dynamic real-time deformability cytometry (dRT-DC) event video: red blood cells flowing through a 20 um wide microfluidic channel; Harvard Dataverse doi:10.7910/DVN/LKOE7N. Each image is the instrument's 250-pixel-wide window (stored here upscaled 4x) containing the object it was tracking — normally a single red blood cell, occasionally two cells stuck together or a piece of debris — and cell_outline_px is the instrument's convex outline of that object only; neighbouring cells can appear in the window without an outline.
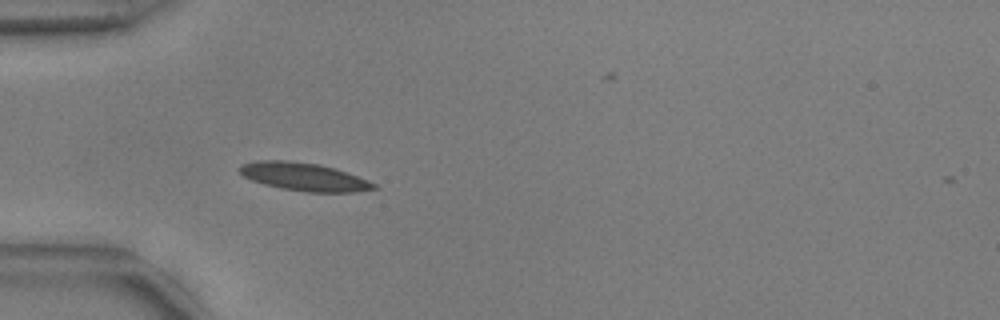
{"species": "common noctule bat (a hibernating species)", "species_latin": "Nyctalus noctula", "temperature_condition": "warm", "stored_images_in_passage": 38, "camera_frame_rate_fps": 3000, "um_per_image_px": 0.085, "animal": {"sex": "male", "body_mass_g": 17.9, "forearm_length_mm": 54.2}, "frame": {"image": 1, "passage_image": 1, "time_ms": 0.0, "image_size_px": [1000, 320], "cell_outline_px": [[380, 188], [352, 192], [308, 192], [280, 188], [264, 184], [252, 180], [244, 176], [236, 168], [240, 164], [260, 160], [288, 160], [320, 164], [336, 168], [368, 180], [376, 184]], "centroid_in_image_um": [25.83, 15.01], "position_along_channel_um": 59.2, "area_um2": 22.08}}
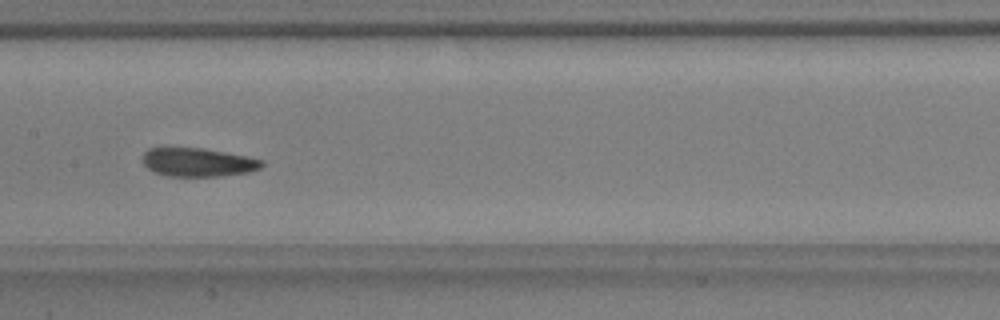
{"frame": {"image": 2, "passage_image": 12, "time_ms": 3.667, "image_size_px": [1000, 320], "cell_outline_px": [[264, 164], [260, 168], [248, 172], [224, 176], [168, 176], [152, 172], [144, 164], [144, 152], [148, 148], [204, 148], [248, 156], [264, 160]], "centroid_in_image_um": [16.86, 13.79], "position_along_channel_um": 190.5, "area_um2": 19.94}}
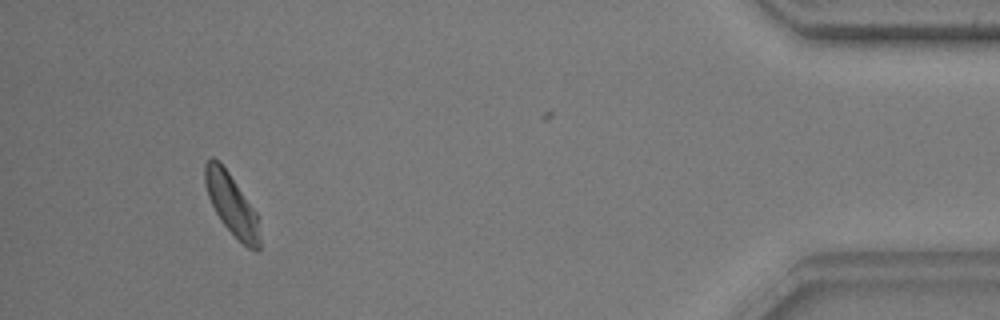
{"frame": {"image": 3, "passage_image": 35, "time_ms": 11.333, "image_size_px": [1000, 320], "cell_outline_px": [[260, 248], [256, 252], [248, 248], [220, 220], [208, 196], [204, 184], [204, 164], [212, 156], [220, 160], [256, 212], [260, 240]], "centroid_in_image_um": [19.66, 17.33], "position_along_channel_um": 415.5, "area_um2": 19.25}, "authors_computed_cell_mechanics": {"area_um2": 20.0566, "velocity_mm_per_s": 3.729, "shape_relaxation_time_tau1_ms": 5.0715, "shape_relaxation_time_tau2_ms": 4.3927, "deformation_change_tau1": 0.1638, "deformation_change_tau2": 0.1058}}